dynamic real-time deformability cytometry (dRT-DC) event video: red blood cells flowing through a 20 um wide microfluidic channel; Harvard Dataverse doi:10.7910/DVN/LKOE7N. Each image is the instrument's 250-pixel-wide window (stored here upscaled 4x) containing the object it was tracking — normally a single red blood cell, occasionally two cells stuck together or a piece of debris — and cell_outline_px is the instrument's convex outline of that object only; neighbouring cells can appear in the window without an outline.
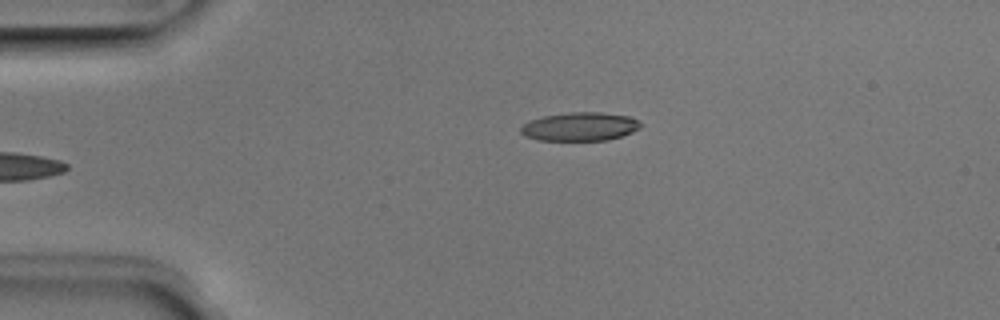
{"species": "Egyptian fruit bat (a non-hibernating species)", "species_latin": "Rousettus aegyptiacus", "temperature_condition": "room temperature", "stored_images_in_passage": 3, "camera_frame_rate_fps": 3000, "um_per_image_px": 0.085, "animal": {"sex": "male"}, "frame": {"image": 1, "passage_image": 3, "time_ms": 0.667, "image_size_px": [1000, 320], "cell_outline_px": [[644, 124], [640, 128], [632, 132], [608, 140], [540, 140], [524, 136], [520, 132], [520, 128], [528, 120], [544, 116], [568, 112], [600, 112], [632, 116]], "centroid_in_image_um": [49.32, 10.75], "position_along_channel_um": 35.7, "area_um2": 20.11}}